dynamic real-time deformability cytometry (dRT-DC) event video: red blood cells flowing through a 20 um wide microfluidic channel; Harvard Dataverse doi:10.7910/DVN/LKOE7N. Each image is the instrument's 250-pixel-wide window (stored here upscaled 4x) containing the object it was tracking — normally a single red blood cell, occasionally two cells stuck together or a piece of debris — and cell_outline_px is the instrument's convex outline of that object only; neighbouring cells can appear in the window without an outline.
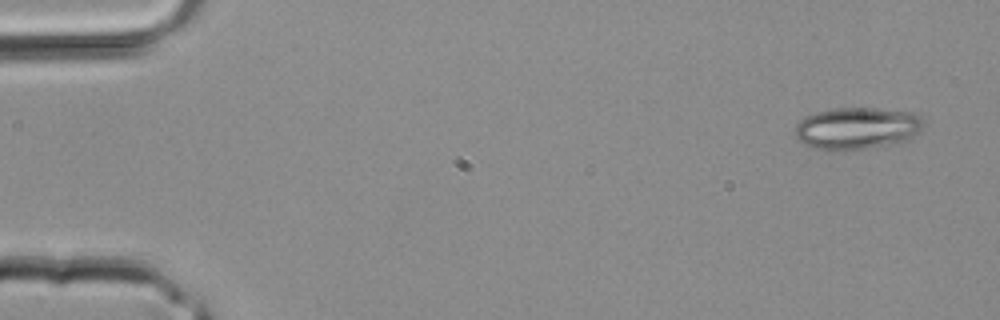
{"species": "common noctule bat (a hibernating species)", "species_latin": "Nyctalus noctula", "temperature_condition": "room temperature", "stored_images_in_passage": 3, "camera_frame_rate_fps": 3000, "um_per_image_px": 0.085, "animal": {"sex": "male", "body_mass_g": 20.4}, "frame": {"image": 1, "passage_image": 1, "time_ms": 0.0, "image_size_px": [1000, 320], "cell_outline_px": [[924, 128], [920, 132], [908, 140], [868, 148], [844, 152], [828, 152], [812, 148], [804, 144], [796, 136], [796, 124], [804, 116], [816, 112], [836, 108], [876, 108], [916, 112], [924, 120]], "centroid_in_image_um": [72.86, 10.92], "position_along_channel_um": 12.1, "area_um2": 32.19}}